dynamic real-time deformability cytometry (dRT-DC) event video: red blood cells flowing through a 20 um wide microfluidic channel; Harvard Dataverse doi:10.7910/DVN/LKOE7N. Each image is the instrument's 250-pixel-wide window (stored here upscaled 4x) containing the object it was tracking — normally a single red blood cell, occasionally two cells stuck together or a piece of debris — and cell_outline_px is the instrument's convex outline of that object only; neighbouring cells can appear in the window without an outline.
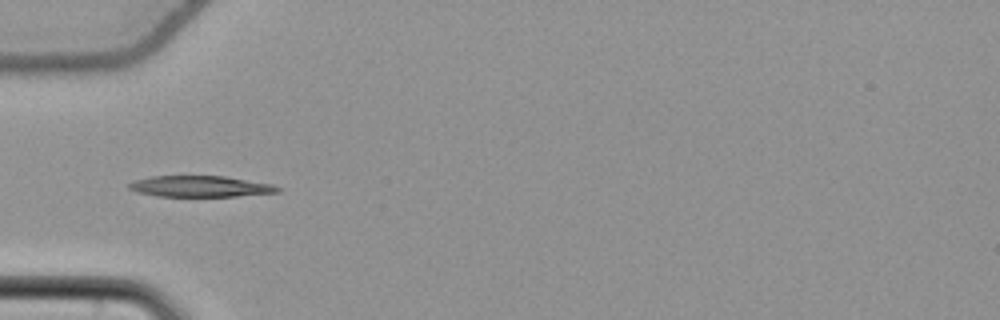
{"species": "common noctule bat (a hibernating species)", "species_latin": "Nyctalus noctula", "temperature_condition": "cold", "stored_images_in_passage": 37, "camera_frame_rate_fps": 3000, "um_per_image_px": 0.085, "animal": {"sex": "female", "body_mass_g": 22.7, "forearm_length_mm": 54.2}, "frame": {"image": 1, "passage_image": 1, "time_ms": 0.0, "image_size_px": [1000, 320], "cell_outline_px": [[280, 192], [236, 196], [156, 196], [136, 192], [128, 188], [128, 184], [136, 180], [152, 176], [224, 176], [272, 184], [280, 188]], "centroid_in_image_um": [17.01, 15.84], "position_along_channel_um": 68.0, "area_um2": 18.15}}
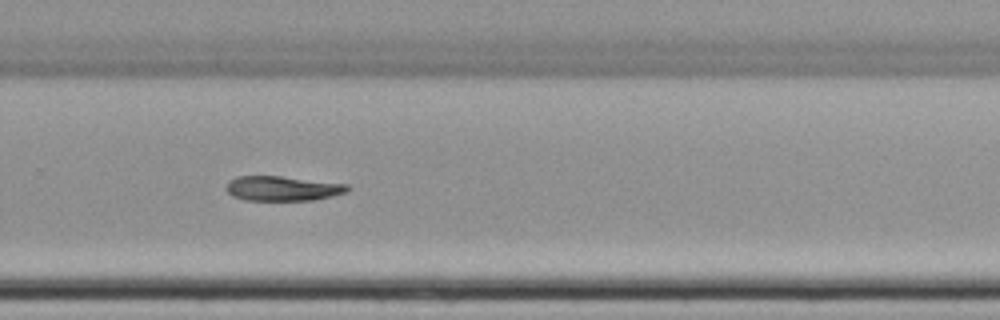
{"frame": {"image": 2, "passage_image": 20, "time_ms": 6.333, "image_size_px": [1000, 320], "cell_outline_px": [[352, 188], [348, 192], [332, 196], [312, 200], [244, 200], [232, 196], [224, 188], [228, 180], [236, 176], [280, 176], [348, 184]], "centroid_in_image_um": [24.01, 16.01], "position_along_channel_um": 305.8, "area_um2": 17.69}}
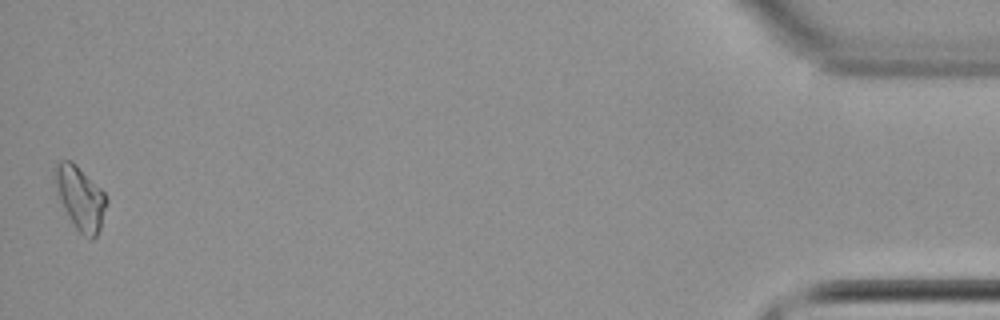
{"frame": {"image": 3, "passage_image": 37, "time_ms": 12.0, "image_size_px": [1000, 320], "cell_outline_px": [[108, 200], [100, 228], [96, 236], [92, 240], [88, 240], [76, 228], [68, 216], [60, 200], [52, 176], [52, 168], [56, 160], [72, 160], [108, 196]], "centroid_in_image_um": [6.79, 16.79], "position_along_channel_um": 428.4, "area_um2": 19.36}, "authors_computed_cell_mechanics": {"area_um2": 17.9758, "velocity_mm_per_s": 3.7867, "shape_relaxation_time_tau1_ms": 1.8355, "shape_relaxation_time_tau2_ms": null, "deformation_change_tau1": 0.0915, "deformation_change_tau2": null}}